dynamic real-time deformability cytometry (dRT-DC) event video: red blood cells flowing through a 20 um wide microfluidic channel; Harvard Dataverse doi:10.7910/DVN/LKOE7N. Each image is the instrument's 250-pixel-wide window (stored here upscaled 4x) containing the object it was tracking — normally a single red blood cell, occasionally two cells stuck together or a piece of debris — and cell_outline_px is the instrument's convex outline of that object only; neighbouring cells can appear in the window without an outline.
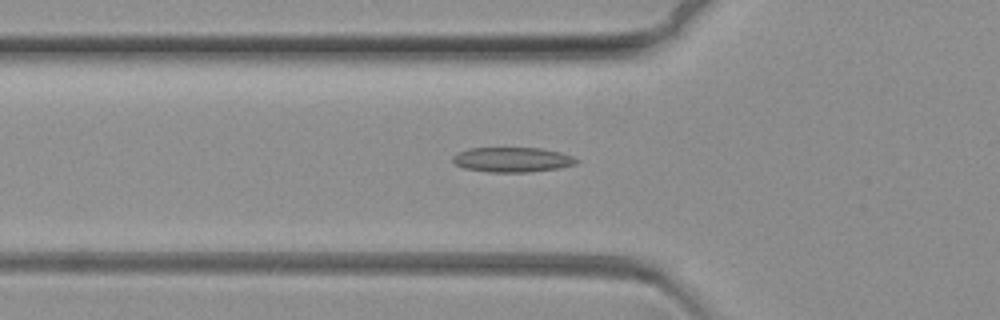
{"species": "common noctule bat (a hibernating species)", "species_latin": "Nyctalus noctula", "temperature_condition": "warm", "stored_images_in_passage": 60, "camera_frame_rate_fps": 3000, "um_per_image_px": 0.085, "animal": {"sex": "female", "body_mass_g": 19.3, "forearm_length_mm": 54.1}, "frame": {"image": 1, "passage_image": 14, "time_ms": 4.333, "image_size_px": [1000, 320], "cell_outline_px": [[580, 160], [576, 164], [560, 168], [528, 172], [488, 172], [464, 168], [456, 164], [452, 160], [452, 156], [456, 152], [468, 148], [540, 148], [560, 152], [572, 156]], "centroid_in_image_um": [43.54, 13.57], "position_along_channel_um": 82.3, "area_um2": 18.03}}
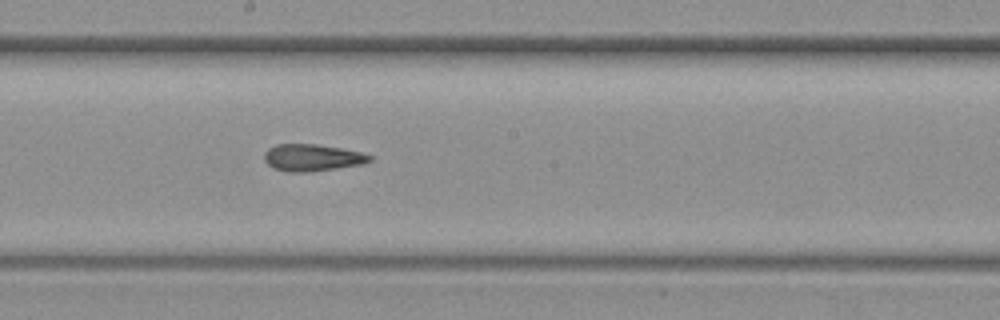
{"frame": {"image": 2, "passage_image": 28, "time_ms": 9.0, "image_size_px": [1000, 320], "cell_outline_px": [[372, 160], [364, 164], [336, 168], [304, 172], [288, 172], [272, 168], [264, 160], [264, 152], [268, 148], [276, 144], [316, 144], [340, 148], [360, 152], [372, 156]], "centroid_in_image_um": [26.51, 13.4], "position_along_channel_um": 221.7, "area_um2": 16.53}}
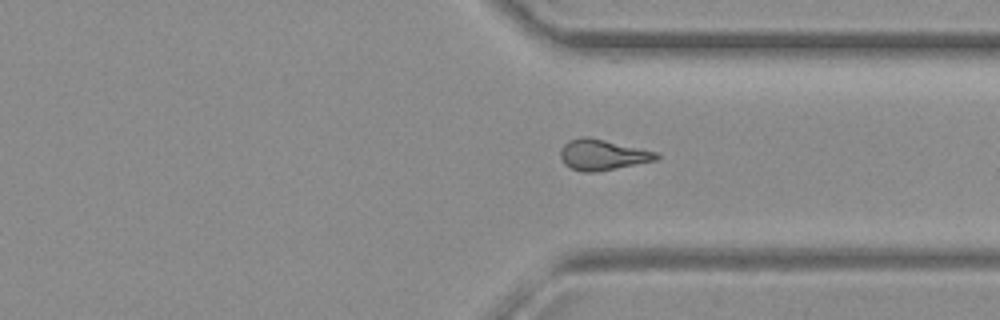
{"frame": {"image": 3, "passage_image": 42, "time_ms": 13.667, "image_size_px": [1000, 320], "cell_outline_px": [[660, 156], [656, 160], [596, 172], [580, 172], [564, 164], [560, 156], [560, 148], [568, 140], [580, 136], [588, 136], [656, 152]], "centroid_in_image_um": [51.15, 13.15], "position_along_channel_um": 360.2, "area_um2": 17.11}}